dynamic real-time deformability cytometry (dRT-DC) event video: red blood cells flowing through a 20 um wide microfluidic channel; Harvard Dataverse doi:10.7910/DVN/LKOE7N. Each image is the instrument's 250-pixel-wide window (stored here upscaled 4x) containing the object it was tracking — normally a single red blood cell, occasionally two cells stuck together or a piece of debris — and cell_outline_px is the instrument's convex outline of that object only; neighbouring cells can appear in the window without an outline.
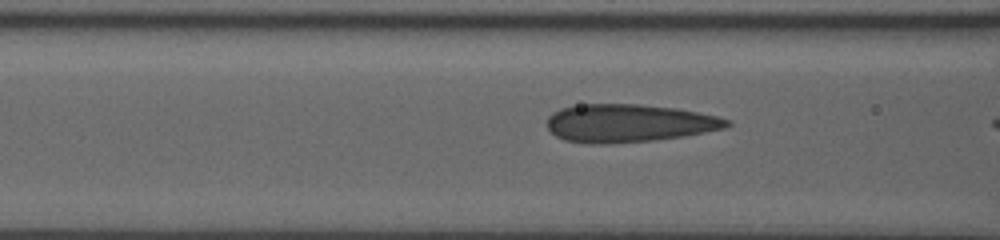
{"species": "human", "species_latin": "Homo sapiens", "temperature_condition": "room temperature", "stored_images_in_passage": 9, "camera_frame_rate_fps": 3000, "um_per_image_px": 0.085, "donor": {"sex": "male"}, "frame": {"image": 1, "passage_image": 6, "time_ms": 1.667, "image_size_px": [1000, 240], "cell_outline_px": [[732, 124], [724, 128], [684, 136], [652, 140], [612, 144], [592, 144], [564, 140], [556, 136], [548, 128], [548, 116], [552, 112], [560, 108], [580, 104], [640, 104], [676, 108], [716, 116], [728, 120]], "centroid_in_image_um": [53.4, 10.47], "position_along_channel_um": 113.2, "area_um2": 39.77}}